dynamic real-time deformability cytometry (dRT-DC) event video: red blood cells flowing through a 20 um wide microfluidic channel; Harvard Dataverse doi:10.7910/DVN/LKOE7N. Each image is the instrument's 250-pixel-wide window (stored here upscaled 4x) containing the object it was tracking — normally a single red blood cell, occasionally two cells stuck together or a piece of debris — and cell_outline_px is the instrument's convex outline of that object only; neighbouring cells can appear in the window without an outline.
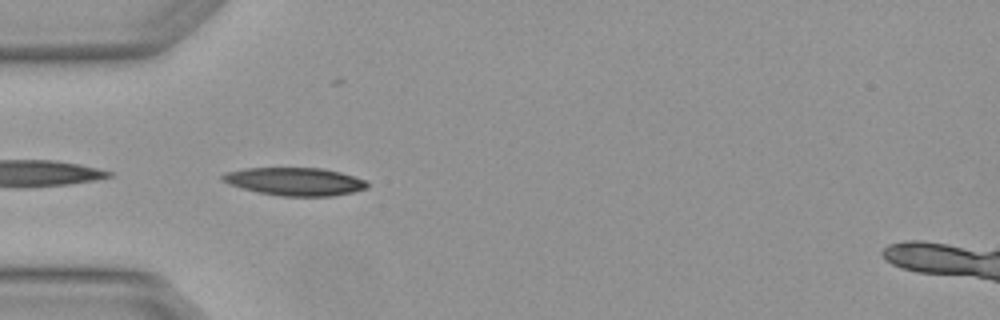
{"species": "Egyptian fruit bat (a non-hibernating species)", "species_latin": "Rousettus aegyptiacus", "temperature_condition": "warm", "stored_images_in_passage": 5, "camera_frame_rate_fps": 3000, "um_per_image_px": 0.085, "animal": {"sex": "female"}, "frame": {"image": 1, "passage_image": 4, "time_ms": 1.0, "image_size_px": [1000, 320], "cell_outline_px": [[368, 188], [352, 192], [332, 196], [280, 196], [256, 192], [228, 184], [220, 180], [220, 176], [224, 172], [244, 168], [324, 168], [340, 172], [368, 180]], "centroid_in_image_um": [25.04, 15.42], "position_along_channel_um": 60.0, "area_um2": 23.87}}
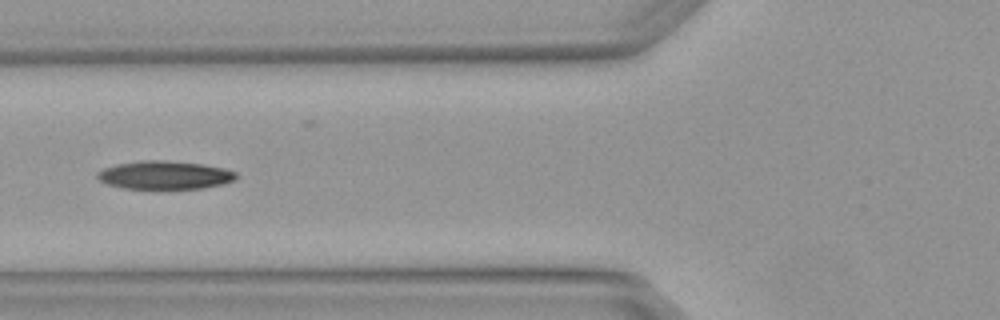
{"frame": {"image": 2, "passage_image": 5, "time_ms": 1.333, "image_size_px": [1000, 320], "cell_outline_px": [[236, 180], [224, 184], [204, 188], [152, 192], [124, 188], [108, 184], [100, 180], [96, 176], [96, 172], [104, 168], [116, 164], [140, 160], [164, 160], [204, 164], [224, 168], [236, 172]], "centroid_in_image_um": [14.0, 14.93], "position_along_channel_um": 111.8, "area_um2": 24.04}}